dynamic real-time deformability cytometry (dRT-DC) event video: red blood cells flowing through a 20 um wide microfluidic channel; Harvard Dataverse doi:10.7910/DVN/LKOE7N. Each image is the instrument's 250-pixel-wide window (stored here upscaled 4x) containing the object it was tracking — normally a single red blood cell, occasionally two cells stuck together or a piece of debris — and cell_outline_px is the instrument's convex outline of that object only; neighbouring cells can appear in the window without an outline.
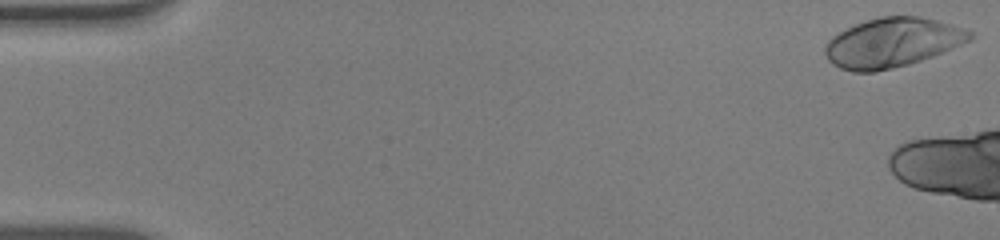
{"species": "human", "species_latin": "Homo sapiens", "temperature_condition": "warm", "stored_images_in_passage": 7, "camera_frame_rate_fps": 3000, "um_per_image_px": 0.085, "donor": {"sex": "male"}, "frame": {"image": 1, "passage_image": 1, "time_ms": 0.0, "image_size_px": [1000, 240], "cell_outline_px": [[972, 40], [932, 56], [908, 64], [876, 72], [852, 72], [840, 68], [832, 64], [828, 60], [824, 52], [824, 48], [828, 40], [832, 36], [856, 24], [880, 16], [920, 16], [952, 24], [972, 32]], "centroid_in_image_um": [75.82, 3.63], "position_along_channel_um": 9.2, "area_um2": 41.44}}